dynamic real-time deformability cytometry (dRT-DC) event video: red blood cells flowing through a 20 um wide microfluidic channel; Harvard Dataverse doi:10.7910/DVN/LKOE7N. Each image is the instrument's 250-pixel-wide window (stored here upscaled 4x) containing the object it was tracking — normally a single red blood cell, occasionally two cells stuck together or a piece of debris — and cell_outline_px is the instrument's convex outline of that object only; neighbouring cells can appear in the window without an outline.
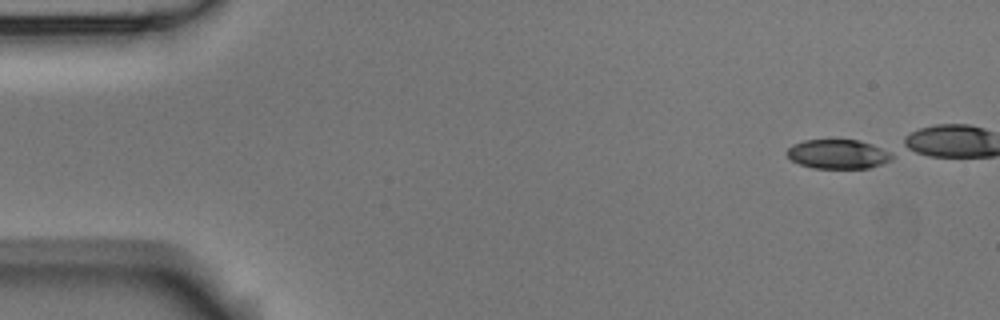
{"species": "Egyptian fruit bat (a non-hibernating species)", "species_latin": "Rousettus aegyptiacus", "temperature_condition": "room temperature", "stored_images_in_passage": 10, "camera_frame_rate_fps": 3000, "um_per_image_px": 0.085, "animal": {"sex": "male"}, "frame": {"image": 1, "passage_image": 1, "time_ms": 0.0, "image_size_px": [1000, 320], "cell_outline_px": [[892, 156], [888, 160], [880, 164], [868, 168], [812, 168], [800, 164], [792, 160], [788, 156], [788, 148], [792, 144], [804, 140], [860, 140], [872, 144], [888, 152]], "centroid_in_image_um": [71.17, 13.09], "position_along_channel_um": 13.8, "area_um2": 17.57}}
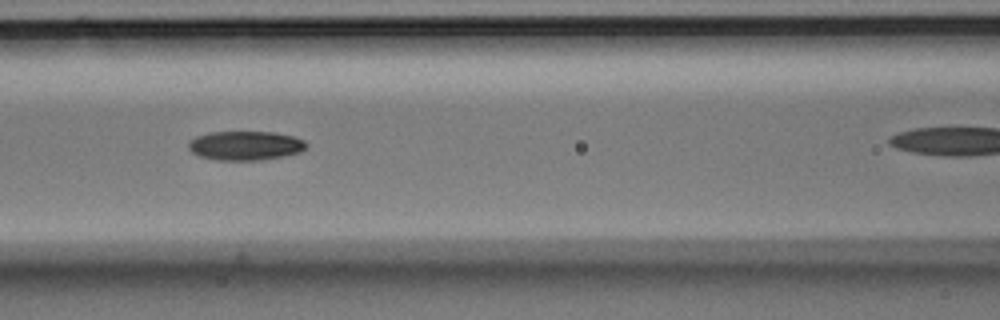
{"frame": {"image": 2, "passage_image": 6, "time_ms": 6.667, "image_size_px": [1000, 320], "cell_outline_px": [[308, 144], [300, 152], [284, 156], [260, 160], [216, 160], [196, 156], [188, 148], [188, 140], [196, 136], [212, 132], [276, 132], [292, 136], [304, 140]], "centroid_in_image_um": [20.82, 12.38], "position_along_channel_um": 145.8, "area_um2": 20.17}}